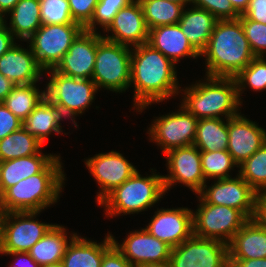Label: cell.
<instances>
[{
    "instance_id": "obj_26",
    "label": "cell",
    "mask_w": 266,
    "mask_h": 267,
    "mask_svg": "<svg viewBox=\"0 0 266 267\" xmlns=\"http://www.w3.org/2000/svg\"><path fill=\"white\" fill-rule=\"evenodd\" d=\"M218 19L205 9L195 6L184 8L178 24L190 44L201 53L215 28Z\"/></svg>"
},
{
    "instance_id": "obj_33",
    "label": "cell",
    "mask_w": 266,
    "mask_h": 267,
    "mask_svg": "<svg viewBox=\"0 0 266 267\" xmlns=\"http://www.w3.org/2000/svg\"><path fill=\"white\" fill-rule=\"evenodd\" d=\"M44 145L23 127L0 139V162L37 154Z\"/></svg>"
},
{
    "instance_id": "obj_43",
    "label": "cell",
    "mask_w": 266,
    "mask_h": 267,
    "mask_svg": "<svg viewBox=\"0 0 266 267\" xmlns=\"http://www.w3.org/2000/svg\"><path fill=\"white\" fill-rule=\"evenodd\" d=\"M241 16L266 24V0H250L247 9Z\"/></svg>"
},
{
    "instance_id": "obj_54",
    "label": "cell",
    "mask_w": 266,
    "mask_h": 267,
    "mask_svg": "<svg viewBox=\"0 0 266 267\" xmlns=\"http://www.w3.org/2000/svg\"><path fill=\"white\" fill-rule=\"evenodd\" d=\"M167 1H171V2L178 3V4H182L185 7H187L186 5H189V4L191 5V3H192V0H167Z\"/></svg>"
},
{
    "instance_id": "obj_25",
    "label": "cell",
    "mask_w": 266,
    "mask_h": 267,
    "mask_svg": "<svg viewBox=\"0 0 266 267\" xmlns=\"http://www.w3.org/2000/svg\"><path fill=\"white\" fill-rule=\"evenodd\" d=\"M42 153L40 150L35 155L0 162V193L20 180L40 173L57 156Z\"/></svg>"
},
{
    "instance_id": "obj_51",
    "label": "cell",
    "mask_w": 266,
    "mask_h": 267,
    "mask_svg": "<svg viewBox=\"0 0 266 267\" xmlns=\"http://www.w3.org/2000/svg\"><path fill=\"white\" fill-rule=\"evenodd\" d=\"M234 9L242 15L248 7L250 0H230Z\"/></svg>"
},
{
    "instance_id": "obj_35",
    "label": "cell",
    "mask_w": 266,
    "mask_h": 267,
    "mask_svg": "<svg viewBox=\"0 0 266 267\" xmlns=\"http://www.w3.org/2000/svg\"><path fill=\"white\" fill-rule=\"evenodd\" d=\"M238 168V174L256 192H266V143Z\"/></svg>"
},
{
    "instance_id": "obj_44",
    "label": "cell",
    "mask_w": 266,
    "mask_h": 267,
    "mask_svg": "<svg viewBox=\"0 0 266 267\" xmlns=\"http://www.w3.org/2000/svg\"><path fill=\"white\" fill-rule=\"evenodd\" d=\"M101 267H134L123 254L113 245L105 254Z\"/></svg>"
},
{
    "instance_id": "obj_34",
    "label": "cell",
    "mask_w": 266,
    "mask_h": 267,
    "mask_svg": "<svg viewBox=\"0 0 266 267\" xmlns=\"http://www.w3.org/2000/svg\"><path fill=\"white\" fill-rule=\"evenodd\" d=\"M238 165L227 150L201 151V168L205 180L231 178V170Z\"/></svg>"
},
{
    "instance_id": "obj_9",
    "label": "cell",
    "mask_w": 266,
    "mask_h": 267,
    "mask_svg": "<svg viewBox=\"0 0 266 267\" xmlns=\"http://www.w3.org/2000/svg\"><path fill=\"white\" fill-rule=\"evenodd\" d=\"M83 30L81 24H42L25 42L29 43L38 65L46 71L57 66Z\"/></svg>"
},
{
    "instance_id": "obj_52",
    "label": "cell",
    "mask_w": 266,
    "mask_h": 267,
    "mask_svg": "<svg viewBox=\"0 0 266 267\" xmlns=\"http://www.w3.org/2000/svg\"><path fill=\"white\" fill-rule=\"evenodd\" d=\"M141 267H171V265L169 261H166L163 263L148 264Z\"/></svg>"
},
{
    "instance_id": "obj_37",
    "label": "cell",
    "mask_w": 266,
    "mask_h": 267,
    "mask_svg": "<svg viewBox=\"0 0 266 267\" xmlns=\"http://www.w3.org/2000/svg\"><path fill=\"white\" fill-rule=\"evenodd\" d=\"M134 0H99L95 7V11L91 21L84 27V30L97 32L98 27H102L103 31L113 21L114 16L121 8L128 6Z\"/></svg>"
},
{
    "instance_id": "obj_11",
    "label": "cell",
    "mask_w": 266,
    "mask_h": 267,
    "mask_svg": "<svg viewBox=\"0 0 266 267\" xmlns=\"http://www.w3.org/2000/svg\"><path fill=\"white\" fill-rule=\"evenodd\" d=\"M177 112L156 117L148 129L149 140L167 151L194 144L199 119L182 105Z\"/></svg>"
},
{
    "instance_id": "obj_40",
    "label": "cell",
    "mask_w": 266,
    "mask_h": 267,
    "mask_svg": "<svg viewBox=\"0 0 266 267\" xmlns=\"http://www.w3.org/2000/svg\"><path fill=\"white\" fill-rule=\"evenodd\" d=\"M191 5L209 11L218 20L238 19L241 16L230 0H192Z\"/></svg>"
},
{
    "instance_id": "obj_8",
    "label": "cell",
    "mask_w": 266,
    "mask_h": 267,
    "mask_svg": "<svg viewBox=\"0 0 266 267\" xmlns=\"http://www.w3.org/2000/svg\"><path fill=\"white\" fill-rule=\"evenodd\" d=\"M193 213V234L205 239L230 243L235 233L249 220L240 210L206 203L200 196Z\"/></svg>"
},
{
    "instance_id": "obj_16",
    "label": "cell",
    "mask_w": 266,
    "mask_h": 267,
    "mask_svg": "<svg viewBox=\"0 0 266 267\" xmlns=\"http://www.w3.org/2000/svg\"><path fill=\"white\" fill-rule=\"evenodd\" d=\"M113 244L123 256L134 266L169 261L171 247L152 236L145 228L130 231L122 244L112 235Z\"/></svg>"
},
{
    "instance_id": "obj_45",
    "label": "cell",
    "mask_w": 266,
    "mask_h": 267,
    "mask_svg": "<svg viewBox=\"0 0 266 267\" xmlns=\"http://www.w3.org/2000/svg\"><path fill=\"white\" fill-rule=\"evenodd\" d=\"M252 219L266 229V192H257Z\"/></svg>"
},
{
    "instance_id": "obj_24",
    "label": "cell",
    "mask_w": 266,
    "mask_h": 267,
    "mask_svg": "<svg viewBox=\"0 0 266 267\" xmlns=\"http://www.w3.org/2000/svg\"><path fill=\"white\" fill-rule=\"evenodd\" d=\"M229 259L266 258V229L249 219L228 244Z\"/></svg>"
},
{
    "instance_id": "obj_55",
    "label": "cell",
    "mask_w": 266,
    "mask_h": 267,
    "mask_svg": "<svg viewBox=\"0 0 266 267\" xmlns=\"http://www.w3.org/2000/svg\"><path fill=\"white\" fill-rule=\"evenodd\" d=\"M6 15L2 12H0V29L4 28L6 26L7 21L5 19Z\"/></svg>"
},
{
    "instance_id": "obj_53",
    "label": "cell",
    "mask_w": 266,
    "mask_h": 267,
    "mask_svg": "<svg viewBox=\"0 0 266 267\" xmlns=\"http://www.w3.org/2000/svg\"><path fill=\"white\" fill-rule=\"evenodd\" d=\"M6 212L5 209L3 207V199H2V194L0 193V224L4 219Z\"/></svg>"
},
{
    "instance_id": "obj_13",
    "label": "cell",
    "mask_w": 266,
    "mask_h": 267,
    "mask_svg": "<svg viewBox=\"0 0 266 267\" xmlns=\"http://www.w3.org/2000/svg\"><path fill=\"white\" fill-rule=\"evenodd\" d=\"M164 155L169 170V174L162 176L166 193L175 184L181 183L197 195L207 182L201 168V151L192 144L171 149Z\"/></svg>"
},
{
    "instance_id": "obj_19",
    "label": "cell",
    "mask_w": 266,
    "mask_h": 267,
    "mask_svg": "<svg viewBox=\"0 0 266 267\" xmlns=\"http://www.w3.org/2000/svg\"><path fill=\"white\" fill-rule=\"evenodd\" d=\"M103 32L108 33L106 36L102 34L105 40L131 48L147 43L149 30L140 2L134 0L128 6L121 8ZM109 32L112 34L109 35Z\"/></svg>"
},
{
    "instance_id": "obj_4",
    "label": "cell",
    "mask_w": 266,
    "mask_h": 267,
    "mask_svg": "<svg viewBox=\"0 0 266 267\" xmlns=\"http://www.w3.org/2000/svg\"><path fill=\"white\" fill-rule=\"evenodd\" d=\"M204 78L202 82L198 80L195 84L180 89L179 94H184L181 105L197 119H229L238 116L242 103L235 79L207 75Z\"/></svg>"
},
{
    "instance_id": "obj_39",
    "label": "cell",
    "mask_w": 266,
    "mask_h": 267,
    "mask_svg": "<svg viewBox=\"0 0 266 267\" xmlns=\"http://www.w3.org/2000/svg\"><path fill=\"white\" fill-rule=\"evenodd\" d=\"M245 36L255 57H266V24L239 17Z\"/></svg>"
},
{
    "instance_id": "obj_3",
    "label": "cell",
    "mask_w": 266,
    "mask_h": 267,
    "mask_svg": "<svg viewBox=\"0 0 266 267\" xmlns=\"http://www.w3.org/2000/svg\"><path fill=\"white\" fill-rule=\"evenodd\" d=\"M62 164L57 155L40 173L9 187L2 194L5 212H42L55 205L66 180Z\"/></svg>"
},
{
    "instance_id": "obj_6",
    "label": "cell",
    "mask_w": 266,
    "mask_h": 267,
    "mask_svg": "<svg viewBox=\"0 0 266 267\" xmlns=\"http://www.w3.org/2000/svg\"><path fill=\"white\" fill-rule=\"evenodd\" d=\"M44 73L50 75V80L45 86V97L78 127L76 117L82 115L96 99L95 93L98 92V88L95 82L92 79H79L61 74L54 68Z\"/></svg>"
},
{
    "instance_id": "obj_12",
    "label": "cell",
    "mask_w": 266,
    "mask_h": 267,
    "mask_svg": "<svg viewBox=\"0 0 266 267\" xmlns=\"http://www.w3.org/2000/svg\"><path fill=\"white\" fill-rule=\"evenodd\" d=\"M169 262L171 267H229L228 245L193 234L171 248Z\"/></svg>"
},
{
    "instance_id": "obj_29",
    "label": "cell",
    "mask_w": 266,
    "mask_h": 267,
    "mask_svg": "<svg viewBox=\"0 0 266 267\" xmlns=\"http://www.w3.org/2000/svg\"><path fill=\"white\" fill-rule=\"evenodd\" d=\"M8 15L7 28L20 41L28 40L42 25L39 0H20Z\"/></svg>"
},
{
    "instance_id": "obj_22",
    "label": "cell",
    "mask_w": 266,
    "mask_h": 267,
    "mask_svg": "<svg viewBox=\"0 0 266 267\" xmlns=\"http://www.w3.org/2000/svg\"><path fill=\"white\" fill-rule=\"evenodd\" d=\"M147 43L175 64L184 57L192 59L200 57V53L190 44L179 24L150 29Z\"/></svg>"
},
{
    "instance_id": "obj_31",
    "label": "cell",
    "mask_w": 266,
    "mask_h": 267,
    "mask_svg": "<svg viewBox=\"0 0 266 267\" xmlns=\"http://www.w3.org/2000/svg\"><path fill=\"white\" fill-rule=\"evenodd\" d=\"M45 97V89L37 84L15 85L2 103L20 120L24 121Z\"/></svg>"
},
{
    "instance_id": "obj_18",
    "label": "cell",
    "mask_w": 266,
    "mask_h": 267,
    "mask_svg": "<svg viewBox=\"0 0 266 267\" xmlns=\"http://www.w3.org/2000/svg\"><path fill=\"white\" fill-rule=\"evenodd\" d=\"M101 33L83 30L54 69L73 78L92 79L97 45L104 39Z\"/></svg>"
},
{
    "instance_id": "obj_7",
    "label": "cell",
    "mask_w": 266,
    "mask_h": 267,
    "mask_svg": "<svg viewBox=\"0 0 266 267\" xmlns=\"http://www.w3.org/2000/svg\"><path fill=\"white\" fill-rule=\"evenodd\" d=\"M132 48L103 39L98 45L92 80L98 90L123 93L130 86Z\"/></svg>"
},
{
    "instance_id": "obj_41",
    "label": "cell",
    "mask_w": 266,
    "mask_h": 267,
    "mask_svg": "<svg viewBox=\"0 0 266 267\" xmlns=\"http://www.w3.org/2000/svg\"><path fill=\"white\" fill-rule=\"evenodd\" d=\"M99 0H68L73 20L85 27L92 19Z\"/></svg>"
},
{
    "instance_id": "obj_27",
    "label": "cell",
    "mask_w": 266,
    "mask_h": 267,
    "mask_svg": "<svg viewBox=\"0 0 266 267\" xmlns=\"http://www.w3.org/2000/svg\"><path fill=\"white\" fill-rule=\"evenodd\" d=\"M64 118V119H63ZM63 113L46 97L23 121L22 127L39 140L43 145L53 132L63 134L61 121L65 120Z\"/></svg>"
},
{
    "instance_id": "obj_56",
    "label": "cell",
    "mask_w": 266,
    "mask_h": 267,
    "mask_svg": "<svg viewBox=\"0 0 266 267\" xmlns=\"http://www.w3.org/2000/svg\"><path fill=\"white\" fill-rule=\"evenodd\" d=\"M41 267H64L62 261L60 262H57V263H51V264H48V265H44V266H41Z\"/></svg>"
},
{
    "instance_id": "obj_21",
    "label": "cell",
    "mask_w": 266,
    "mask_h": 267,
    "mask_svg": "<svg viewBox=\"0 0 266 267\" xmlns=\"http://www.w3.org/2000/svg\"><path fill=\"white\" fill-rule=\"evenodd\" d=\"M22 47L15 43L0 57V72L15 85L38 83L44 70L38 65L30 46Z\"/></svg>"
},
{
    "instance_id": "obj_5",
    "label": "cell",
    "mask_w": 266,
    "mask_h": 267,
    "mask_svg": "<svg viewBox=\"0 0 266 267\" xmlns=\"http://www.w3.org/2000/svg\"><path fill=\"white\" fill-rule=\"evenodd\" d=\"M149 176L138 170L122 185L110 192L98 205L104 207L105 216L138 214L158 203L166 194L163 175L151 169Z\"/></svg>"
},
{
    "instance_id": "obj_42",
    "label": "cell",
    "mask_w": 266,
    "mask_h": 267,
    "mask_svg": "<svg viewBox=\"0 0 266 267\" xmlns=\"http://www.w3.org/2000/svg\"><path fill=\"white\" fill-rule=\"evenodd\" d=\"M23 121L15 116L2 102H0V139L22 127Z\"/></svg>"
},
{
    "instance_id": "obj_30",
    "label": "cell",
    "mask_w": 266,
    "mask_h": 267,
    "mask_svg": "<svg viewBox=\"0 0 266 267\" xmlns=\"http://www.w3.org/2000/svg\"><path fill=\"white\" fill-rule=\"evenodd\" d=\"M228 140V119H199L194 145L200 151L213 152L216 150H227Z\"/></svg>"
},
{
    "instance_id": "obj_38",
    "label": "cell",
    "mask_w": 266,
    "mask_h": 267,
    "mask_svg": "<svg viewBox=\"0 0 266 267\" xmlns=\"http://www.w3.org/2000/svg\"><path fill=\"white\" fill-rule=\"evenodd\" d=\"M42 24H79L71 16L68 0H39Z\"/></svg>"
},
{
    "instance_id": "obj_36",
    "label": "cell",
    "mask_w": 266,
    "mask_h": 267,
    "mask_svg": "<svg viewBox=\"0 0 266 267\" xmlns=\"http://www.w3.org/2000/svg\"><path fill=\"white\" fill-rule=\"evenodd\" d=\"M234 79L241 103L242 93L248 86L256 92L266 90V57H255Z\"/></svg>"
},
{
    "instance_id": "obj_2",
    "label": "cell",
    "mask_w": 266,
    "mask_h": 267,
    "mask_svg": "<svg viewBox=\"0 0 266 267\" xmlns=\"http://www.w3.org/2000/svg\"><path fill=\"white\" fill-rule=\"evenodd\" d=\"M205 76L234 78L254 58L240 19L218 20L205 49Z\"/></svg>"
},
{
    "instance_id": "obj_28",
    "label": "cell",
    "mask_w": 266,
    "mask_h": 267,
    "mask_svg": "<svg viewBox=\"0 0 266 267\" xmlns=\"http://www.w3.org/2000/svg\"><path fill=\"white\" fill-rule=\"evenodd\" d=\"M67 229L59 224H54L48 232L31 247L30 256L38 263L44 266L51 263L62 261L65 255L66 247L77 233H70L67 236Z\"/></svg>"
},
{
    "instance_id": "obj_50",
    "label": "cell",
    "mask_w": 266,
    "mask_h": 267,
    "mask_svg": "<svg viewBox=\"0 0 266 267\" xmlns=\"http://www.w3.org/2000/svg\"><path fill=\"white\" fill-rule=\"evenodd\" d=\"M20 0H0V12L7 15Z\"/></svg>"
},
{
    "instance_id": "obj_32",
    "label": "cell",
    "mask_w": 266,
    "mask_h": 267,
    "mask_svg": "<svg viewBox=\"0 0 266 267\" xmlns=\"http://www.w3.org/2000/svg\"><path fill=\"white\" fill-rule=\"evenodd\" d=\"M142 6L148 30L165 25L178 24L184 5L167 0H138Z\"/></svg>"
},
{
    "instance_id": "obj_20",
    "label": "cell",
    "mask_w": 266,
    "mask_h": 267,
    "mask_svg": "<svg viewBox=\"0 0 266 267\" xmlns=\"http://www.w3.org/2000/svg\"><path fill=\"white\" fill-rule=\"evenodd\" d=\"M243 115L228 119L227 151L238 166L266 143V130Z\"/></svg>"
},
{
    "instance_id": "obj_23",
    "label": "cell",
    "mask_w": 266,
    "mask_h": 267,
    "mask_svg": "<svg viewBox=\"0 0 266 267\" xmlns=\"http://www.w3.org/2000/svg\"><path fill=\"white\" fill-rule=\"evenodd\" d=\"M113 245L109 232L100 243L77 234L67 245L62 263L64 267H101L104 254Z\"/></svg>"
},
{
    "instance_id": "obj_14",
    "label": "cell",
    "mask_w": 266,
    "mask_h": 267,
    "mask_svg": "<svg viewBox=\"0 0 266 267\" xmlns=\"http://www.w3.org/2000/svg\"><path fill=\"white\" fill-rule=\"evenodd\" d=\"M206 203L224 205L240 210L248 219H252L257 192L237 173L236 177L216 179L197 194Z\"/></svg>"
},
{
    "instance_id": "obj_48",
    "label": "cell",
    "mask_w": 266,
    "mask_h": 267,
    "mask_svg": "<svg viewBox=\"0 0 266 267\" xmlns=\"http://www.w3.org/2000/svg\"><path fill=\"white\" fill-rule=\"evenodd\" d=\"M229 267H266V258L229 259Z\"/></svg>"
},
{
    "instance_id": "obj_47",
    "label": "cell",
    "mask_w": 266,
    "mask_h": 267,
    "mask_svg": "<svg viewBox=\"0 0 266 267\" xmlns=\"http://www.w3.org/2000/svg\"><path fill=\"white\" fill-rule=\"evenodd\" d=\"M17 41L7 28V25L0 29V57L8 51Z\"/></svg>"
},
{
    "instance_id": "obj_1",
    "label": "cell",
    "mask_w": 266,
    "mask_h": 267,
    "mask_svg": "<svg viewBox=\"0 0 266 267\" xmlns=\"http://www.w3.org/2000/svg\"><path fill=\"white\" fill-rule=\"evenodd\" d=\"M130 70L129 87H134L133 107L137 112L179 95L175 63L150 44L132 47Z\"/></svg>"
},
{
    "instance_id": "obj_17",
    "label": "cell",
    "mask_w": 266,
    "mask_h": 267,
    "mask_svg": "<svg viewBox=\"0 0 266 267\" xmlns=\"http://www.w3.org/2000/svg\"><path fill=\"white\" fill-rule=\"evenodd\" d=\"M192 212L188 207L157 208L145 229L174 248L193 235Z\"/></svg>"
},
{
    "instance_id": "obj_49",
    "label": "cell",
    "mask_w": 266,
    "mask_h": 267,
    "mask_svg": "<svg viewBox=\"0 0 266 267\" xmlns=\"http://www.w3.org/2000/svg\"><path fill=\"white\" fill-rule=\"evenodd\" d=\"M14 86L15 84L0 72V102L6 98Z\"/></svg>"
},
{
    "instance_id": "obj_10",
    "label": "cell",
    "mask_w": 266,
    "mask_h": 267,
    "mask_svg": "<svg viewBox=\"0 0 266 267\" xmlns=\"http://www.w3.org/2000/svg\"><path fill=\"white\" fill-rule=\"evenodd\" d=\"M40 213H6L0 225V253L29 252L54 225L38 221L36 217Z\"/></svg>"
},
{
    "instance_id": "obj_15",
    "label": "cell",
    "mask_w": 266,
    "mask_h": 267,
    "mask_svg": "<svg viewBox=\"0 0 266 267\" xmlns=\"http://www.w3.org/2000/svg\"><path fill=\"white\" fill-rule=\"evenodd\" d=\"M85 165L100 189L96 202L99 204L110 192L122 185L135 172L136 167L117 151L99 153L85 160Z\"/></svg>"
},
{
    "instance_id": "obj_46",
    "label": "cell",
    "mask_w": 266,
    "mask_h": 267,
    "mask_svg": "<svg viewBox=\"0 0 266 267\" xmlns=\"http://www.w3.org/2000/svg\"><path fill=\"white\" fill-rule=\"evenodd\" d=\"M0 254L14 256L15 259L12 260L13 262L10 263V267H40L28 252H13Z\"/></svg>"
}]
</instances>
